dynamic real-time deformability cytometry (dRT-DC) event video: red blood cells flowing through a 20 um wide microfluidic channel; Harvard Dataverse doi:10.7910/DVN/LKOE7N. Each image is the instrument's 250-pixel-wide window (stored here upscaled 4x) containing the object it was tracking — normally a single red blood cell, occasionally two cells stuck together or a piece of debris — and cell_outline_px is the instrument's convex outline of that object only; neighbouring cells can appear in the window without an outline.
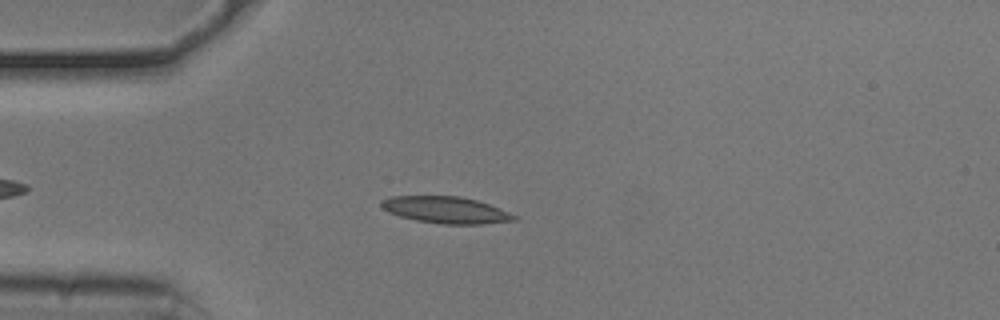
{"species": "common noctule bat (a hibernating species)", "species_latin": "Nyctalus noctula", "temperature_condition": "cold", "stored_images_in_passage": 49, "camera_frame_rate_fps": 3000, "um_per_image_px": 0.085, "animal": {"sex": "male", "body_mass_g": 20.5, "forearm_length_mm": 52.5}, "frame": {"image": 1, "passage_image": 10, "time_ms": 3.0, "image_size_px": [1000, 320], "cell_outline_px": [[516, 220], [484, 224], [444, 224], [416, 220], [400, 216], [388, 212], [380, 204], [380, 200], [392, 196], [460, 196], [476, 200], [500, 208], [516, 216]], "centroid_in_image_um": [37.89, 17.84], "position_along_channel_um": 47.1, "area_um2": 20.52}}
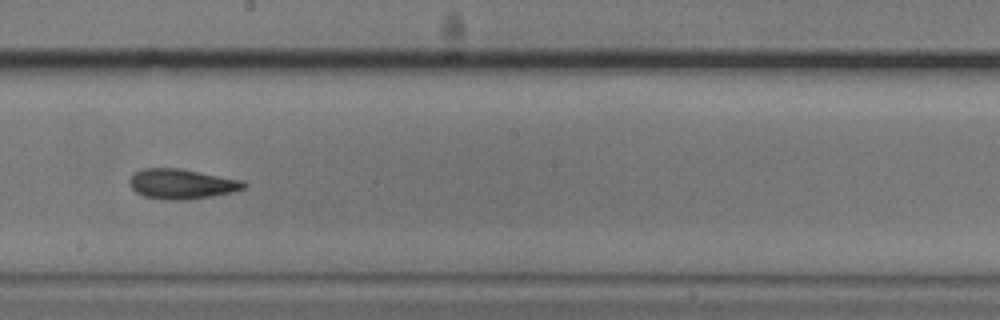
{"frame": {"image": 2, "passage_image": 26, "time_ms": 8.333, "image_size_px": [1000, 320], "cell_outline_px": [[248, 184], [244, 188], [232, 192], [212, 196], [180, 200], [168, 200], [144, 196], [136, 192], [128, 184], [128, 180], [132, 172], [144, 168], [180, 168], [244, 180]], "centroid_in_image_um": [15.42, 15.62], "position_along_channel_um": 232.8, "area_um2": 20.17}}
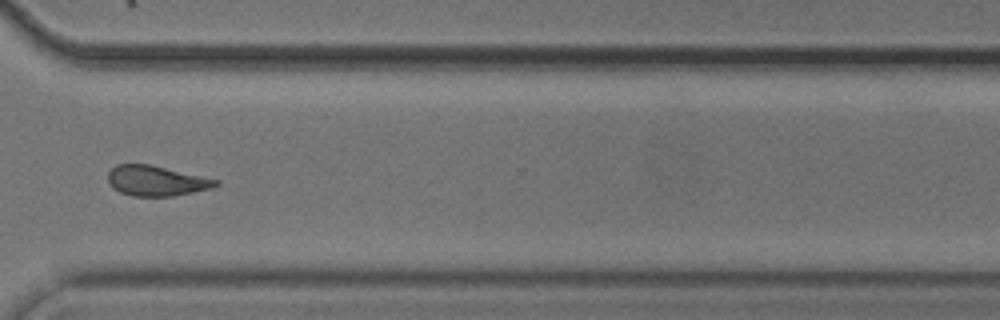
{"frame": {"image": 3, "passage_image": 36, "time_ms": 11.667, "image_size_px": [1000, 320], "cell_outline_px": [[220, 184], [212, 188], [172, 196], [132, 196], [120, 192], [112, 188], [108, 180], [108, 172], [116, 164], [148, 164], [220, 180]], "centroid_in_image_um": [13.27, 15.37], "position_along_channel_um": 357.3, "area_um2": 18.9}, "authors_computed_cell_mechanics": {"area_um2": 19.7676, "velocity_mm_per_s": 3.7471, "shape_relaxation_time_tau1_ms": 3.1544, "shape_relaxation_time_tau2_ms": 4.0381, "deformation_change_tau1": 0.1221, "deformation_change_tau2": 0.1275}}